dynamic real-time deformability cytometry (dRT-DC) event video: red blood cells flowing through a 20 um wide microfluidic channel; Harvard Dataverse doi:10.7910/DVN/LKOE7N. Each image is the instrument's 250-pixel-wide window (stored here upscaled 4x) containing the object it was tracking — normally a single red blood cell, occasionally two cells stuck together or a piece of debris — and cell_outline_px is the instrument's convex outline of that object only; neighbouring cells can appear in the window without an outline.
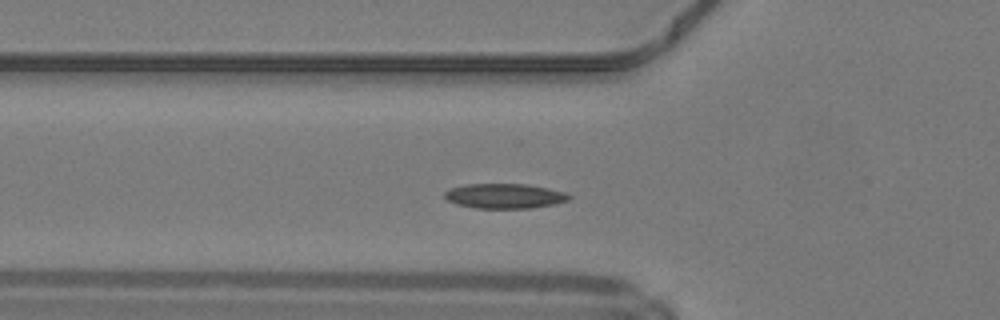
{"species": "common noctule bat (a hibernating species)", "species_latin": "Nyctalus noctula", "temperature_condition": "warm", "stored_images_in_passage": 43, "camera_frame_rate_fps": 3000, "um_per_image_px": 0.085, "animal": {"sex": "male", "body_mass_g": 19.2, "forearm_length_mm": 51.8}, "frame": {"image": 1, "passage_image": 10, "time_ms": 3.0, "image_size_px": [1000, 320], "cell_outline_px": [[572, 196], [568, 200], [556, 204], [528, 208], [476, 208], [456, 204], [448, 200], [444, 196], [444, 192], [452, 188], [464, 184], [524, 184], [548, 188], [564, 192]], "centroid_in_image_um": [42.89, 16.66], "position_along_channel_um": 82.9, "area_um2": 17.92}}
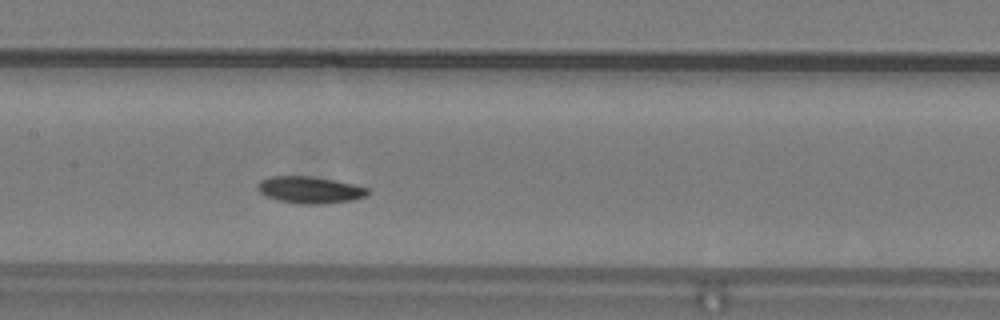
{"frame": {"image": 2, "passage_image": 17, "time_ms": 5.333, "image_size_px": [1000, 320], "cell_outline_px": [[368, 196], [352, 200], [324, 204], [300, 204], [276, 200], [264, 196], [256, 188], [256, 184], [260, 180], [272, 176], [312, 176], [352, 184], [368, 188]], "centroid_in_image_um": [26.29, 16.15], "position_along_channel_um": 181.1, "area_um2": 17.34}}
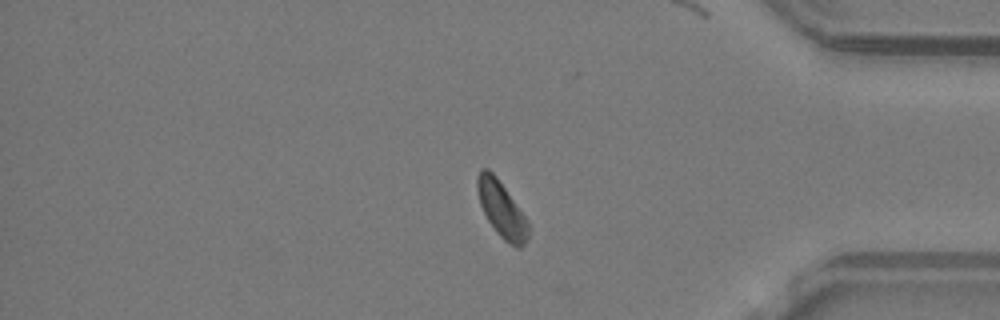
{"frame": {"image": 3, "passage_image": 34, "time_ms": 11.0, "image_size_px": [1000, 320], "cell_outline_px": [[528, 240], [520, 248], [516, 248], [508, 244], [496, 232], [488, 220], [480, 204], [476, 188], [476, 176], [480, 168], [488, 168], [496, 176], [528, 220]], "centroid_in_image_um": [42.62, 17.79], "position_along_channel_um": 392.6, "area_um2": 16.7}, "authors_computed_cell_mechanics": {"area_um2": 17.051, "velocity_mm_per_s": 4.1729, "shape_relaxation_time_tau1_ms": 4.1736, "shape_relaxation_time_tau2_ms": null, "deformation_change_tau1": 0.0971, "deformation_change_tau2": null}}